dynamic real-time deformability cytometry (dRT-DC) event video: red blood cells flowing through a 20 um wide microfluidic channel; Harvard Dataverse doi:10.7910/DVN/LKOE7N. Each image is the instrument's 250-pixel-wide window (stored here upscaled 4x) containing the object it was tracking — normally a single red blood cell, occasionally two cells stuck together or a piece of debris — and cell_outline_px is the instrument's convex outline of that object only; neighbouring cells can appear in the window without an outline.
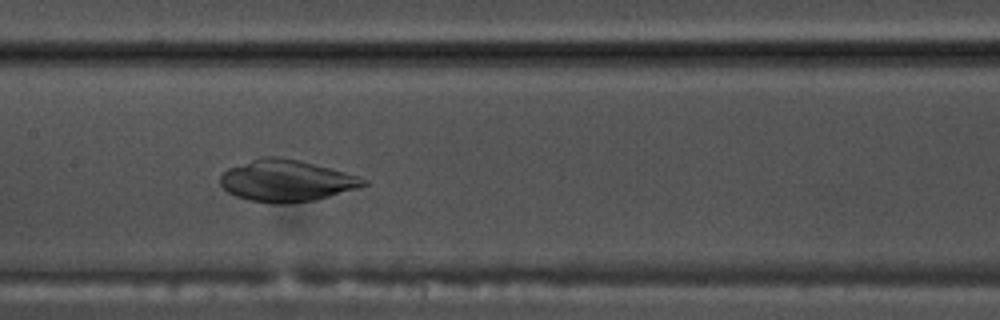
{"species": "common noctule bat (a hibernating species)", "species_latin": "Nyctalus noctula", "temperature_condition": "warm", "stored_images_in_passage": 54, "camera_frame_rate_fps": 3000, "um_per_image_px": 0.085, "animal": {"sex": "male", "body_mass_g": 17.5, "forearm_length_mm": 52.3}, "frame": {"image": 1, "passage_image": 27, "time_ms": 8.667, "image_size_px": [1000, 320], "cell_outline_px": [[368, 184], [360, 188], [316, 200], [284, 204], [272, 204], [248, 200], [236, 196], [228, 192], [220, 184], [220, 176], [228, 168], [264, 156], [280, 156], [300, 160], [344, 172], [368, 180]], "centroid_in_image_um": [24.35, 15.37], "position_along_channel_um": 183.0, "area_um2": 34.85}}
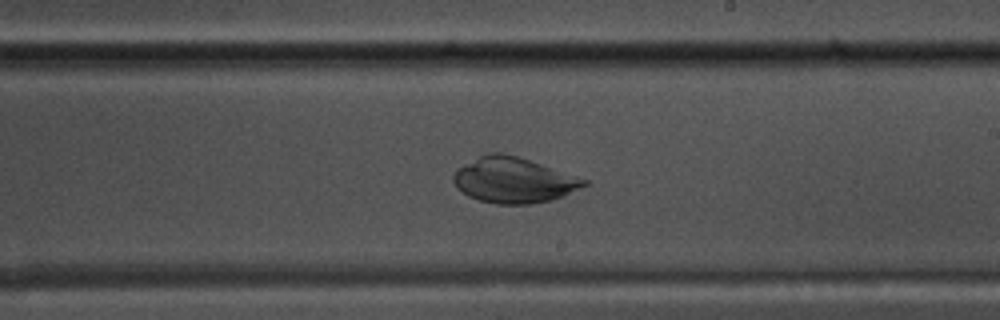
{"frame": {"image": 2, "passage_image": 32, "time_ms": 10.333, "image_size_px": [1000, 320], "cell_outline_px": [[588, 184], [564, 196], [552, 200], [532, 204], [496, 204], [480, 200], [468, 196], [456, 188], [452, 180], [452, 176], [456, 168], [488, 152], [500, 152], [516, 156], [588, 180]], "centroid_in_image_um": [43.61, 15.32], "position_along_channel_um": 245.4, "area_um2": 34.51}}
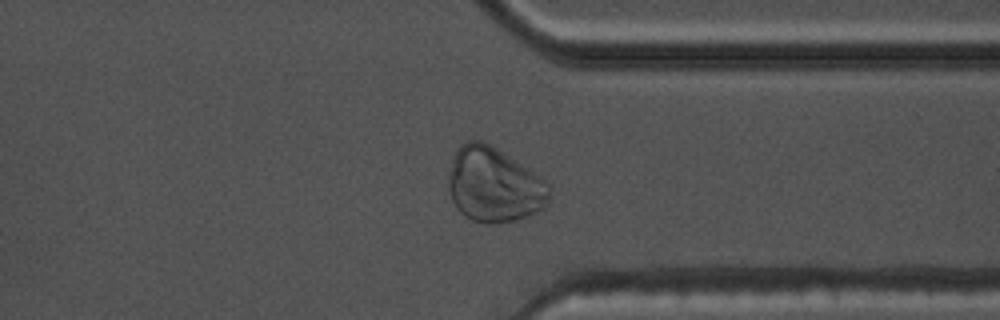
{"frame": {"image": 3, "passage_image": 42, "time_ms": 13.667, "image_size_px": [1000, 320], "cell_outline_px": [[548, 200], [544, 208], [532, 216], [512, 220], [488, 224], [472, 220], [464, 216], [456, 208], [452, 200], [448, 188], [448, 172], [452, 156], [456, 148], [460, 144], [468, 140], [480, 140], [496, 148], [544, 180], [548, 184]], "centroid_in_image_um": [41.93, 15.72], "position_along_channel_um": 369.5, "area_um2": 43.81}}